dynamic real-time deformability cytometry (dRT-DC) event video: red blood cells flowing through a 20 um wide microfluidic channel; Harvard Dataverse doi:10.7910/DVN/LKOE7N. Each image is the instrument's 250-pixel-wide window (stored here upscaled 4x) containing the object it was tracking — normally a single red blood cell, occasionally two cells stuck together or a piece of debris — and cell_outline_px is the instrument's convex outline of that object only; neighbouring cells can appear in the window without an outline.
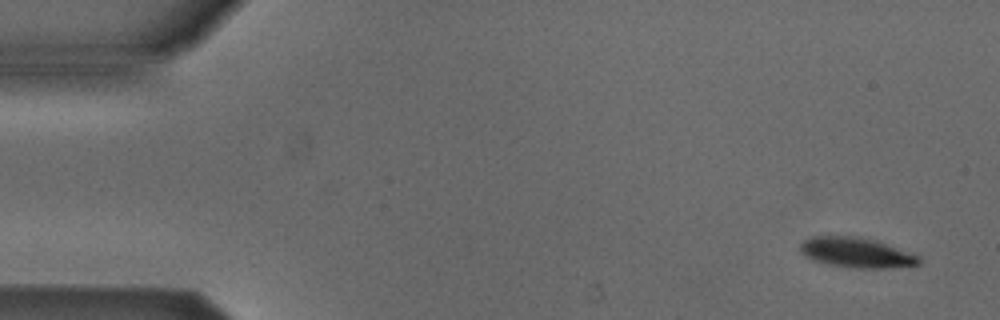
{"species": "Egyptian fruit bat (a non-hibernating species)", "species_latin": "Rousettus aegyptiacus", "temperature_condition": "cold", "stored_images_in_passage": 9, "camera_frame_rate_fps": 3000, "um_per_image_px": 0.085, "animal": {"sex": "male"}, "frame": {"image": 1, "passage_image": 1, "time_ms": 0.0, "image_size_px": [1000, 320], "cell_outline_px": [[920, 264], [892, 268], [848, 268], [828, 264], [812, 260], [804, 256], [800, 252], [800, 244], [804, 240], [812, 236], [848, 236], [872, 240], [884, 244], [916, 256], [920, 260]], "centroid_in_image_um": [72.68, 21.49], "position_along_channel_um": 12.3, "area_um2": 20.35}}